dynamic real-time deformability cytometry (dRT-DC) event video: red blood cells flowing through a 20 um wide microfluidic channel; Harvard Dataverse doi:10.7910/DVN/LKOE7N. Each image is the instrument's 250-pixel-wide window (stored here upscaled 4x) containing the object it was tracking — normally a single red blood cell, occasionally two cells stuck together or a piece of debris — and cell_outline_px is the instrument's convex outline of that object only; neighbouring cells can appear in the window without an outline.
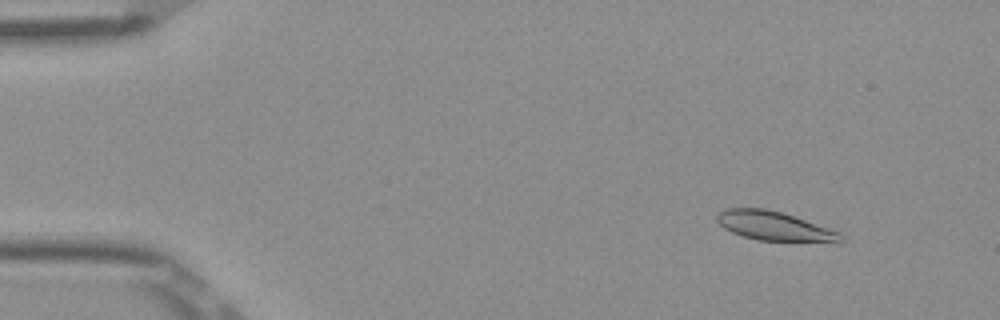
{"species": "Egyptian fruit bat (a non-hibernating species)", "species_latin": "Rousettus aegyptiacus", "temperature_condition": "room temperature", "stored_images_in_passage": 8, "camera_frame_rate_fps": 3000, "um_per_image_px": 0.085, "frame": {"image": 1, "passage_image": 6, "time_ms": 1.667, "image_size_px": [1000, 320], "cell_outline_px": [[844, 240], [840, 244], [836, 244], [756, 240], [732, 232], [724, 228], [716, 220], [716, 212], [724, 208], [764, 208], [780, 212], [840, 232], [844, 236]], "centroid_in_image_um": [65.88, 19.26], "position_along_channel_um": 19.1, "area_um2": 21.56}}